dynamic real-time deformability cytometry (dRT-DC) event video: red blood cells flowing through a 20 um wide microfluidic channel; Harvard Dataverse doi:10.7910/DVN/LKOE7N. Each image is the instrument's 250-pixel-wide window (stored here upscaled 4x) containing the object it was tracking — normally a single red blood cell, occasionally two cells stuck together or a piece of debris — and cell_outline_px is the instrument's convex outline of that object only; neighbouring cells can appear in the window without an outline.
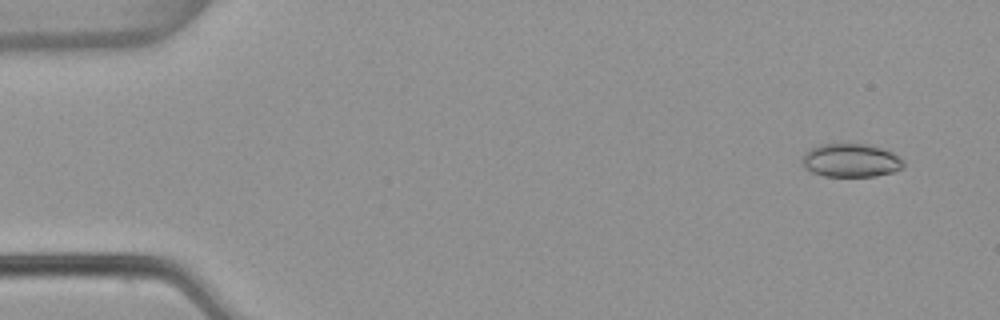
{"species": "common noctule bat (a hibernating species)", "species_latin": "Nyctalus noctula", "temperature_condition": "warm", "stored_images_in_passage": 5, "segment_of_instrument_passage": [1, 2], "camera_frame_rate_fps": 3000, "um_per_image_px": 0.085, "animal": {"sex": "female", "body_mass_g": 22.7, "forearm_length_mm": 54.2}, "frame": {"image": 1, "passage_image": 1, "time_ms": 0.0, "image_size_px": [1000, 320], "cell_outline_px": [[904, 168], [896, 172], [876, 176], [824, 176], [812, 172], [804, 168], [800, 160], [804, 152], [820, 144], [868, 144], [892, 152], [900, 156], [904, 160]], "centroid_in_image_um": [72.34, 13.64], "position_along_channel_um": 12.7, "area_um2": 20.06}}
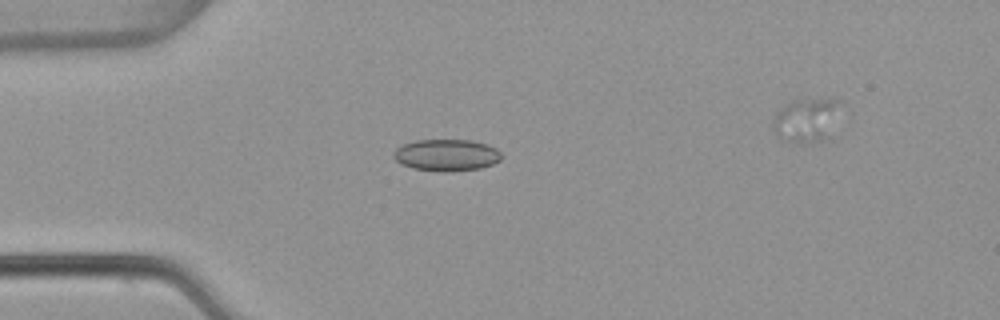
{"frame": {"image": 2, "passage_image": 4, "time_ms": 1.0, "image_size_px": [1000, 320], "cell_outline_px": [[500, 160], [492, 164], [480, 168], [452, 172], [444, 172], [412, 168], [400, 164], [392, 156], [392, 152], [396, 148], [404, 144], [416, 140], [472, 140], [488, 144], [496, 148], [500, 152]], "centroid_in_image_um": [37.93, 13.18], "position_along_channel_um": 47.1, "area_um2": 20.11}}